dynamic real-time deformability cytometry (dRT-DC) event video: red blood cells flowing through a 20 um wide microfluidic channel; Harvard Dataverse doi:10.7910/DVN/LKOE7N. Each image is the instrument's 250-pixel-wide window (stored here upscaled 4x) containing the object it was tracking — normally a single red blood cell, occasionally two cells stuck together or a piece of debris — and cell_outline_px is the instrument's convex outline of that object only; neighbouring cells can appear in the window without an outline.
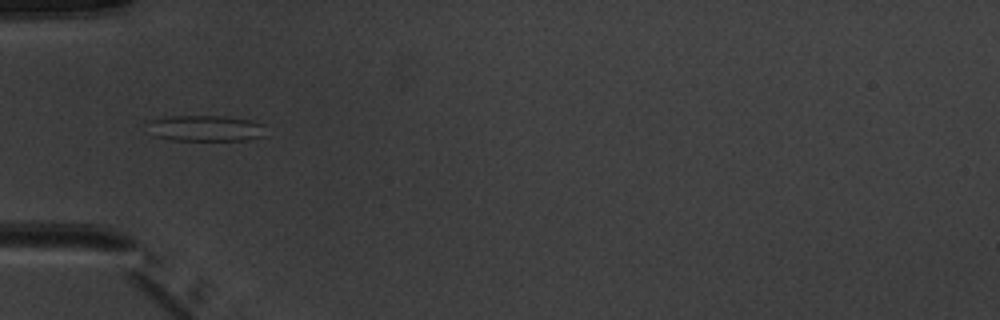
{"species": "common noctule bat (a hibernating species)", "species_latin": "Nyctalus noctula", "temperature_condition": "warm", "stored_images_in_passage": 5, "camera_frame_rate_fps": 3000, "um_per_image_px": 0.085, "animal": {"sex": "male", "body_mass_g": 20.1, "forearm_length_mm": 53.5}, "frame": {"image": 1, "passage_image": 5, "time_ms": 5.667, "image_size_px": [1000, 320], "cell_outline_px": [[268, 136], [248, 140], [172, 140], [156, 136], [148, 120], [168, 116], [224, 116], [248, 120], [264, 124]], "centroid_in_image_um": [17.59, 10.91], "position_along_channel_um": 67.4, "area_um2": 17.86}}